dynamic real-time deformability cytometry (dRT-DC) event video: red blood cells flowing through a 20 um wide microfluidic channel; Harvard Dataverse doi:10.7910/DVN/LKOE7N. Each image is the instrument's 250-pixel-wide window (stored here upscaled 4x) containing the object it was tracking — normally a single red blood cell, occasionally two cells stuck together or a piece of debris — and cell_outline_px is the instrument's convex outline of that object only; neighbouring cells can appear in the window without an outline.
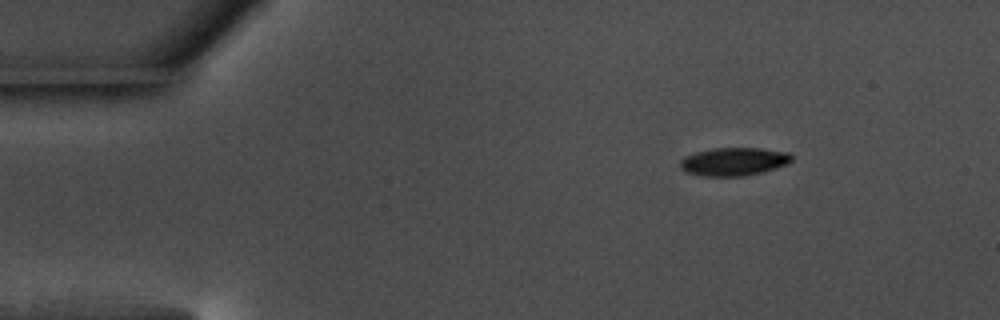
{"species": "common noctule bat (a hibernating species)", "species_latin": "Nyctalus noctula", "temperature_condition": "warm", "stored_images_in_passage": 49, "camera_frame_rate_fps": 3000, "um_per_image_px": 0.085, "animal": {"sex": "male", "body_mass_g": 17.5, "forearm_length_mm": 52.3}, "frame": {"image": 1, "passage_image": 1, "time_ms": 0.0, "image_size_px": [1000, 320], "cell_outline_px": [[792, 160], [776, 168], [744, 176], [708, 176], [688, 172], [680, 168], [680, 160], [684, 156], [696, 152], [712, 148], [760, 148], [792, 152]], "centroid_in_image_um": [62.38, 13.72], "position_along_channel_um": 22.6, "area_um2": 18.21}}
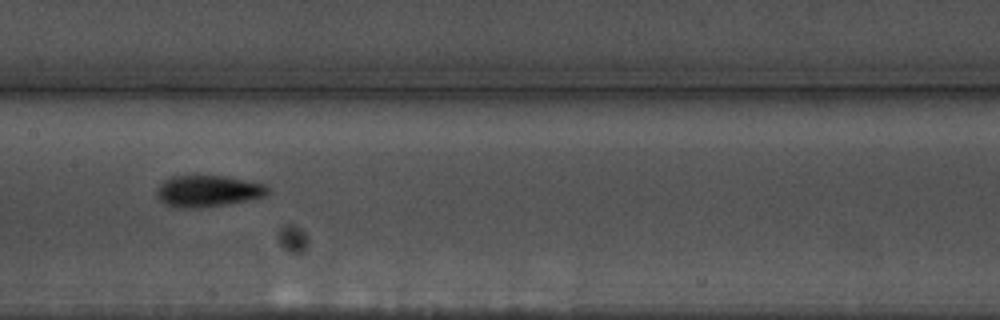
{"frame": {"image": 2, "passage_image": 21, "time_ms": 6.667, "image_size_px": [1000, 320], "cell_outline_px": [[268, 192], [264, 196], [228, 204], [200, 208], [176, 208], [164, 204], [156, 196], [156, 188], [164, 180], [172, 176], [224, 176], [248, 180], [264, 184], [268, 188]], "centroid_in_image_um": [17.62, 16.25], "position_along_channel_um": 189.8, "area_um2": 20.46}}
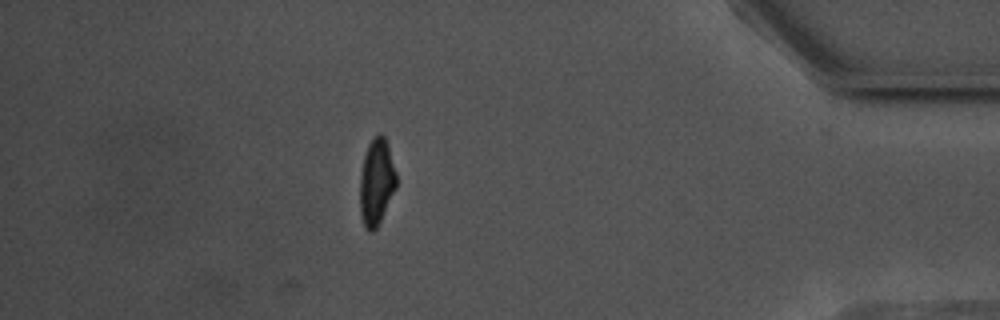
{"frame": {"image": 3, "passage_image": 42, "time_ms": 13.667, "image_size_px": [1000, 320], "cell_outline_px": [[396, 188], [376, 228], [372, 232], [368, 232], [364, 228], [360, 212], [360, 176], [364, 156], [368, 144], [372, 136], [380, 132], [384, 136], [388, 144], [396, 172]], "centroid_in_image_um": [31.99, 15.44], "position_along_channel_um": 403.2, "area_um2": 18.44}, "authors_computed_cell_mechanics": {"area_um2": 18.8428, "velocity_mm_per_s": 3.6804, "shape_relaxation_time_tau1_ms": 4.8719, "shape_relaxation_time_tau2_ms": 3.0371, "deformation_change_tau1": 0.1356, "deformation_change_tau2": 0.0832}}